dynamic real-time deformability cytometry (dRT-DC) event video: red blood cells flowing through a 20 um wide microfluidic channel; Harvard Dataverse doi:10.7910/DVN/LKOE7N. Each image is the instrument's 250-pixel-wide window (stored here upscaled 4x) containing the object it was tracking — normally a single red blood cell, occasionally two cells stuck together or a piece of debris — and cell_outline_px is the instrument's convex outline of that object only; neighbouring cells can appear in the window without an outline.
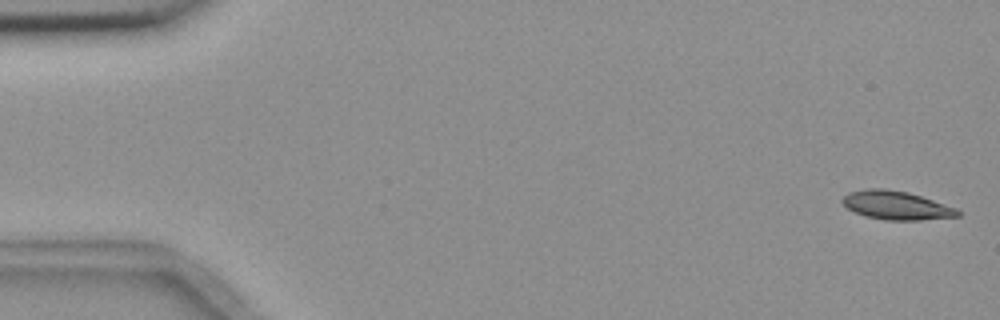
{"species": "common noctule bat (a hibernating species)", "species_latin": "Nyctalus noctula", "temperature_condition": "room temperature", "stored_images_in_passage": 7, "camera_frame_rate_fps": 3000, "um_per_image_px": 0.085, "animal": {"sex": "female", "body_mass_g": 18.4}, "frame": {"image": 1, "passage_image": 1, "time_ms": 0.0, "image_size_px": [1000, 320], "cell_outline_px": [[960, 216], [920, 220], [884, 220], [864, 216], [848, 208], [840, 200], [848, 192], [868, 188], [884, 188], [908, 192], [956, 208], [960, 212]], "centroid_in_image_um": [76.16, 17.45], "position_along_channel_um": 8.8, "area_um2": 19.13}}
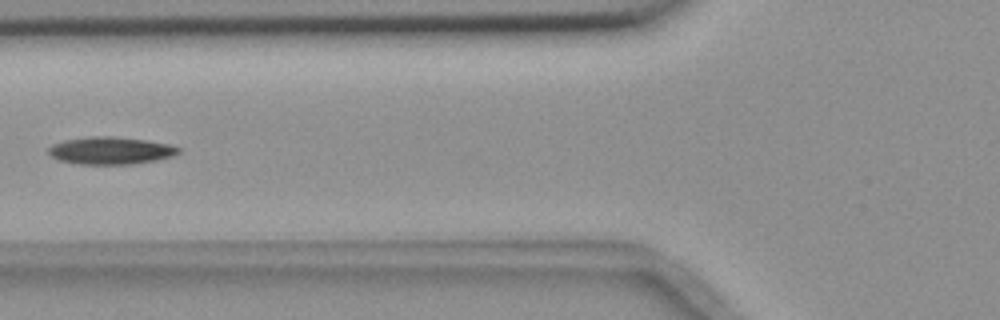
{"frame": {"image": 2, "passage_image": 6, "time_ms": 6.667, "image_size_px": [1000, 320], "cell_outline_px": [[180, 152], [172, 156], [156, 160], [132, 164], [76, 164], [60, 160], [52, 156], [48, 152], [48, 148], [52, 144], [64, 140], [92, 136], [112, 136], [144, 140], [168, 144], [180, 148]], "centroid_in_image_um": [9.38, 12.8], "position_along_channel_um": 116.4, "area_um2": 20.63}}
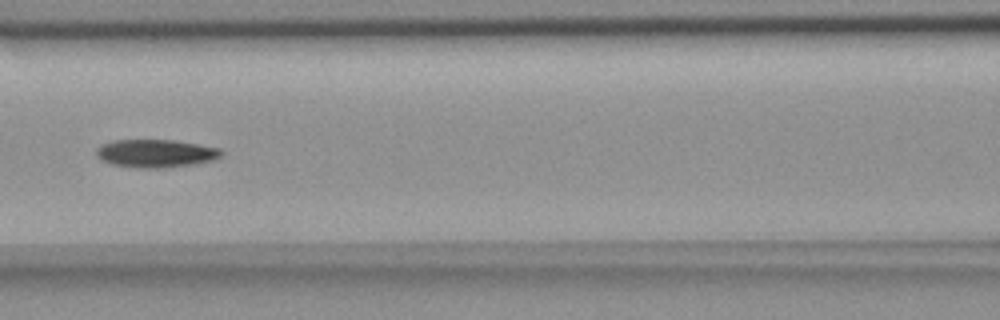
{"frame": {"image": 3, "passage_image": 7, "time_ms": 7.667, "image_size_px": [1000, 320], "cell_outline_px": [[224, 152], [216, 160], [196, 164], [164, 168], [136, 168], [112, 164], [100, 160], [96, 156], [96, 148], [104, 144], [116, 140], [172, 140], [220, 148]], "centroid_in_image_um": [13.26, 13.05], "position_along_channel_um": 153.3, "area_um2": 20.52}}